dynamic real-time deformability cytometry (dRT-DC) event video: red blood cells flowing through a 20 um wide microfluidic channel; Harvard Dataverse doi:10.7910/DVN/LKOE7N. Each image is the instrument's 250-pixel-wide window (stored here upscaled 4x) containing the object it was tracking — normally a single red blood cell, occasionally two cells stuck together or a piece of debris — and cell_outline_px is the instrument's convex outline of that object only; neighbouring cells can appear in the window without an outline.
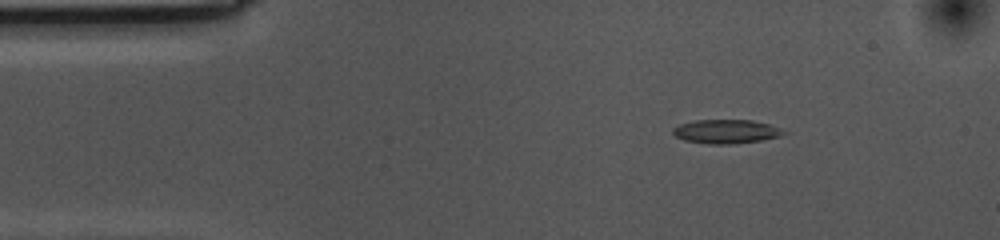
{"species": "common noctule bat (a hibernating species)", "species_latin": "Nyctalus noctula", "temperature_condition": "cold", "stored_images_in_passage": 48, "camera_frame_rate_fps": 3000, "um_per_image_px": 0.085, "animal": {"sex": "female", "body_mass_g": 10.0, "forearm_length_mm": 53.1}, "frame": {"image": 1, "passage_image": 1, "time_ms": 0.0, "image_size_px": [1000, 240], "cell_outline_px": [[788, 132], [780, 136], [760, 140], [732, 144], [708, 144], [684, 140], [676, 136], [672, 132], [672, 128], [680, 124], [696, 120], [752, 120], [768, 124]], "centroid_in_image_um": [61.69, 11.18], "position_along_channel_um": 23.3, "area_um2": 15.32}}
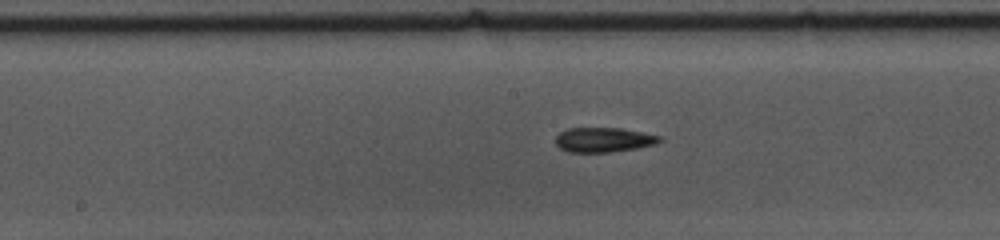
{"frame": {"image": 2, "passage_image": 20, "time_ms": 6.333, "image_size_px": [1000, 240], "cell_outline_px": [[664, 140], [656, 144], [640, 148], [612, 152], [568, 152], [560, 148], [556, 144], [556, 136], [560, 132], [568, 128], [620, 128], [660, 136]], "centroid_in_image_um": [51.33, 11.89], "position_along_channel_um": 196.9, "area_um2": 15.03}}
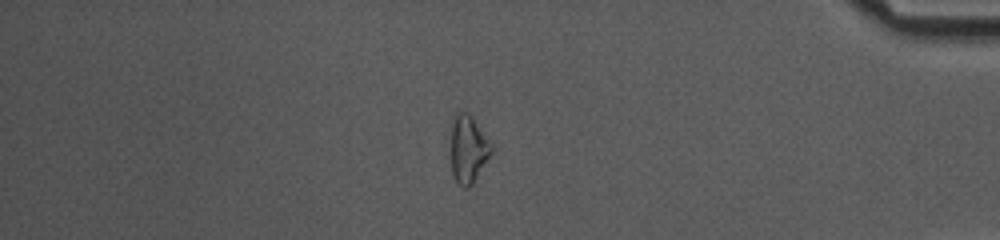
{"frame": {"image": 3, "passage_image": 40, "time_ms": 13.0, "image_size_px": [1000, 240], "cell_outline_px": [[492, 152], [472, 184], [468, 188], [464, 188], [456, 180], [452, 172], [452, 120], [456, 112], [460, 108], [468, 112], [472, 116], [492, 144]], "centroid_in_image_um": [39.8, 12.61], "position_along_channel_um": 395.4, "area_um2": 15.84}, "authors_computed_cell_mechanics": {"area_um2": 15.3748, "velocity_mm_per_s": 3.5686, "shape_relaxation_time_tau1_ms": 4.7368, "shape_relaxation_time_tau2_ms": 10.2084, "deformation_change_tau1": 0.1439, "deformation_change_tau2": 0.2346}}